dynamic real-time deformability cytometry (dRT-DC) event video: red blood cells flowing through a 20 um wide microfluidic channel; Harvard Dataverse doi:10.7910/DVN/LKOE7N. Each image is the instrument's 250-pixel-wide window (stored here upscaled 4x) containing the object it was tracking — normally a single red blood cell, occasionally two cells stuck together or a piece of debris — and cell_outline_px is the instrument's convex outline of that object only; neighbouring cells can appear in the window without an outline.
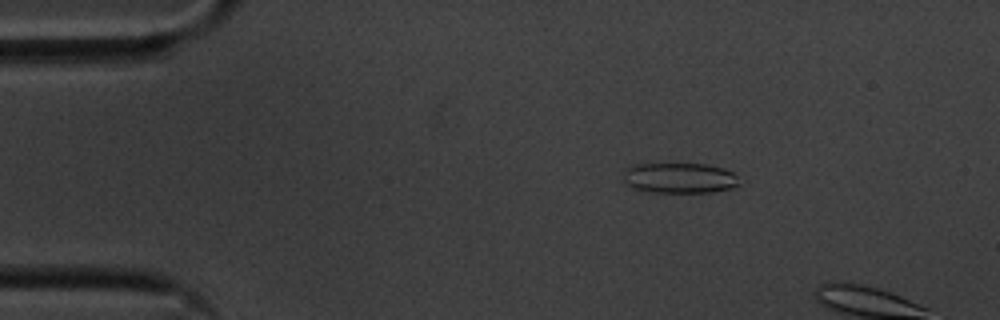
{"species": "common noctule bat (a hibernating species)", "species_latin": "Nyctalus noctula", "temperature_condition": "cold", "stored_images_in_passage": 12, "camera_frame_rate_fps": 3000, "um_per_image_px": 0.085, "animal": {"sex": "male", "body_mass_g": 20.1, "forearm_length_mm": 53.5}, "frame": {"image": 1, "passage_image": 9, "time_ms": 2.667, "image_size_px": [1000, 320], "cell_outline_px": [[740, 184], [732, 188], [708, 192], [656, 192], [636, 188], [628, 184], [624, 180], [624, 168], [636, 164], [704, 164], [724, 168], [732, 172], [736, 176]], "centroid_in_image_um": [57.78, 15.12], "position_along_channel_um": 27.2, "area_um2": 20.29}}